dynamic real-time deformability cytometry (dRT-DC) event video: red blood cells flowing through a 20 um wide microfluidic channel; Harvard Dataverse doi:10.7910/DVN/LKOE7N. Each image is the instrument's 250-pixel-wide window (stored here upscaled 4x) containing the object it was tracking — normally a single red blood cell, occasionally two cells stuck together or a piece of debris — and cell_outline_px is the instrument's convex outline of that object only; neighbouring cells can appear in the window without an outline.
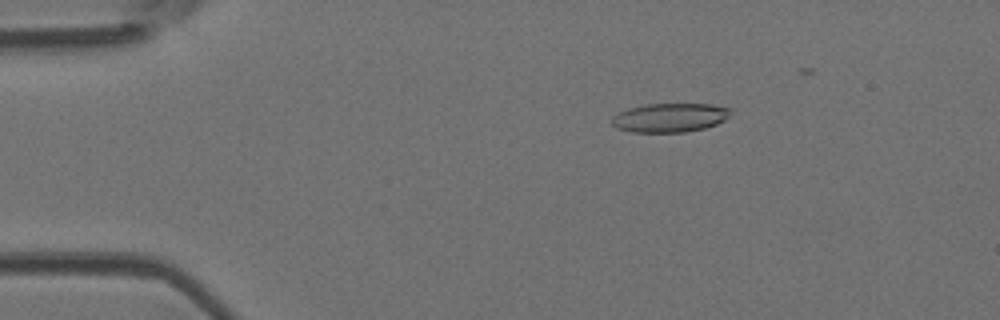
{"species": "Egyptian fruit bat (a non-hibernating species)", "species_latin": "Rousettus aegyptiacus", "temperature_condition": "room temperature", "stored_images_in_passage": 47, "camera_frame_rate_fps": 3000, "um_per_image_px": 0.085, "animal": {"sex": "female"}, "frame": {"image": 1, "passage_image": 9, "time_ms": 2.667, "image_size_px": [1000, 320], "cell_outline_px": [[732, 108], [728, 116], [724, 120], [716, 124], [704, 128], [684, 132], [632, 132], [616, 128], [612, 124], [612, 116], [628, 108], [644, 104], [712, 104]], "centroid_in_image_um": [56.92, 9.99], "position_along_channel_um": 28.1, "area_um2": 20.06}}
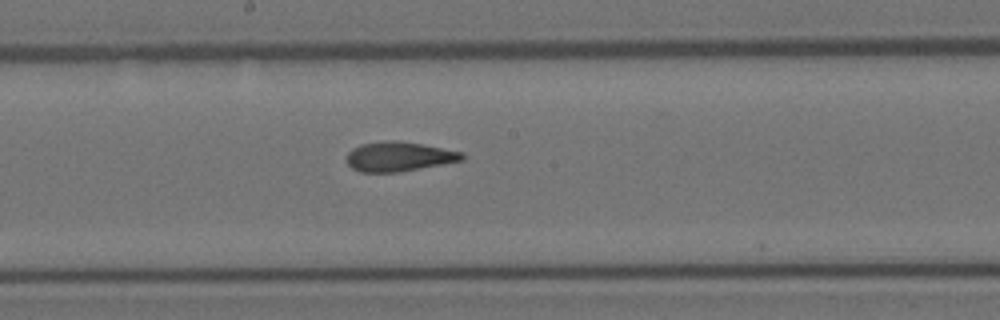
{"frame": {"image": 2, "passage_image": 27, "time_ms": 8.667, "image_size_px": [1000, 320], "cell_outline_px": [[464, 160], [400, 172], [360, 172], [352, 168], [348, 164], [348, 152], [352, 148], [360, 144], [388, 140], [396, 140], [420, 144], [464, 152]], "centroid_in_image_um": [33.91, 13.31], "position_along_channel_um": 214.3, "area_um2": 19.83}}
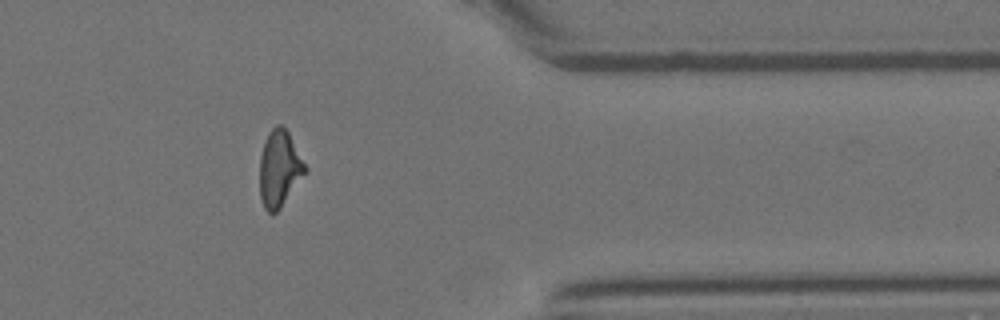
{"frame": {"image": 3, "passage_image": 41, "time_ms": 13.333, "image_size_px": [1000, 320], "cell_outline_px": [[308, 172], [280, 208], [272, 216], [264, 208], [260, 196], [260, 156], [264, 140], [268, 132], [276, 124], [284, 124], [308, 168]], "centroid_in_image_um": [23.77, 14.32], "position_along_channel_um": 387.6, "area_um2": 20.69}, "authors_computed_cell_mechanics": {"area_um2": 20.4034, "velocity_mm_per_s": 4.0859, "shape_relaxation_time_tau1_ms": null, "shape_relaxation_time_tau2_ms": 2.2246, "deformation_change_tau1": null, "deformation_change_tau2": 0.1087}}